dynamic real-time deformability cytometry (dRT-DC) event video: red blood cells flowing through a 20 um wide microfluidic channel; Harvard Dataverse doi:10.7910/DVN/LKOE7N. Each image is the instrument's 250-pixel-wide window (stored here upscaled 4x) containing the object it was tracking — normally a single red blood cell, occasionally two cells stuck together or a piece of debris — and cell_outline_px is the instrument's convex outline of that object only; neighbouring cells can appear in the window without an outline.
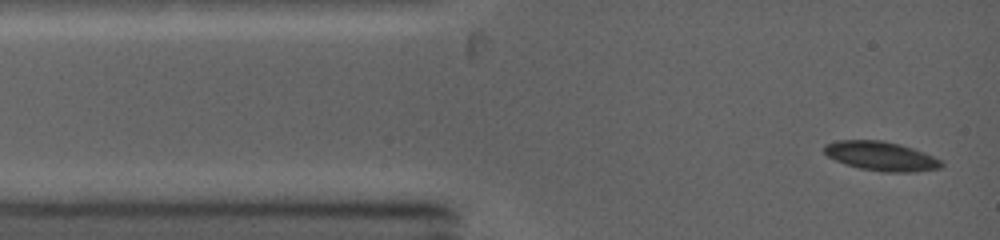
{"species": "common noctule bat (a hibernating species)", "species_latin": "Nyctalus noctula", "temperature_condition": "warm", "stored_images_in_passage": 43, "camera_frame_rate_fps": 5000, "um_per_image_px": 0.085, "animal": {"sex": "female", "body_mass_g": 19.0, "forearm_length_mm": 53.3}, "frame": {"image": 1, "passage_image": 1, "time_ms": 0.0, "image_size_px": [1000, 240], "cell_outline_px": [[944, 164], [940, 168], [916, 172], [884, 172], [860, 168], [844, 164], [828, 156], [824, 152], [824, 144], [836, 140], [880, 140], [900, 144], [924, 152], [944, 160]], "centroid_in_image_um": [74.92, 13.27], "position_along_channel_um": 10.1, "area_um2": 20.11}}
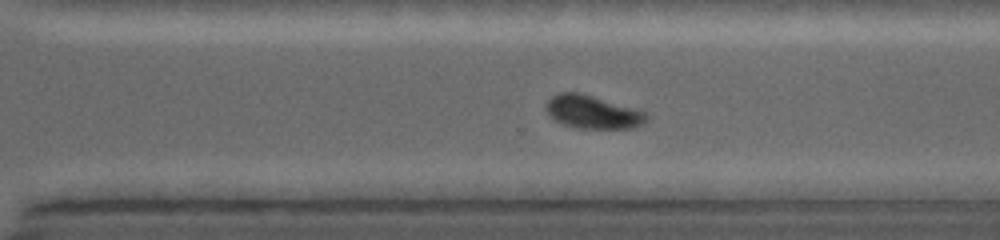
{"frame": {"image": 2, "passage_image": 23, "time_ms": 8.4, "image_size_px": [1000, 240], "cell_outline_px": [[648, 116], [644, 124], [632, 128], [576, 128], [552, 120], [548, 116], [544, 104], [552, 96], [560, 92], [580, 92], [648, 112]], "centroid_in_image_um": [50.35, 9.52], "position_along_channel_um": 320.2, "area_um2": 19.65}}
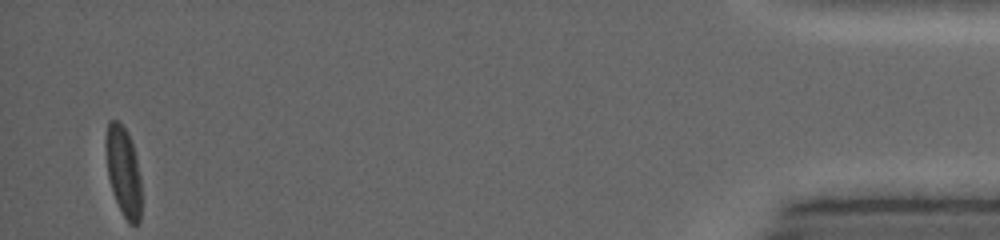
{"frame": {"image": 3, "passage_image": 43, "time_ms": 13.6, "image_size_px": [1000, 240], "cell_outline_px": [[140, 220], [136, 224], [128, 224], [112, 192], [108, 176], [104, 144], [108, 120], [116, 120], [124, 128], [132, 144], [136, 156], [140, 176]], "centroid_in_image_um": [10.46, 14.55], "position_along_channel_um": 424.7, "area_um2": 18.44}, "authors_computed_cell_mechanics": {"area_um2": 19.5942, "velocity_mm_per_s": 4.2576, "shape_relaxation_time_tau1_ms": 2.7063, "shape_relaxation_time_tau2_ms": 3.7666, "deformation_change_tau1": 0.1097, "deformation_change_tau2": 0.0574}}